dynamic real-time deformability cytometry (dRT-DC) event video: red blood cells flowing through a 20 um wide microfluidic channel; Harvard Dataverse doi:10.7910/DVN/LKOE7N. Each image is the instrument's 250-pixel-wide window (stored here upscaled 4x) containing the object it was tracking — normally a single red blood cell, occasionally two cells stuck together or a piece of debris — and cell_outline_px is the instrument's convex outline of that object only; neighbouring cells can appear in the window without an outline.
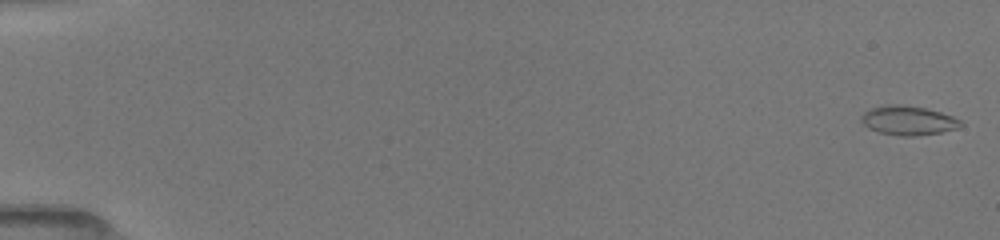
{"species": "common noctule bat (a hibernating species)", "species_latin": "Nyctalus noctula", "temperature_condition": "room temperature", "stored_images_in_passage": 85, "camera_frame_rate_fps": 3000, "um_per_image_px": 0.085, "animal": {"sex": "female", "body_mass_g": 19.5, "forearm_length_mm": 54.1}, "frame": {"image": 1, "passage_image": 1, "time_ms": 0.0, "image_size_px": [1000, 240], "cell_outline_px": [[964, 124], [956, 128], [940, 132], [916, 136], [900, 136], [880, 132], [868, 128], [860, 120], [860, 116], [864, 112], [872, 108], [884, 104], [900, 104], [924, 108], [940, 112], [952, 116], [960, 120]], "centroid_in_image_um": [77.16, 10.23], "position_along_channel_um": 7.8, "area_um2": 16.88}}
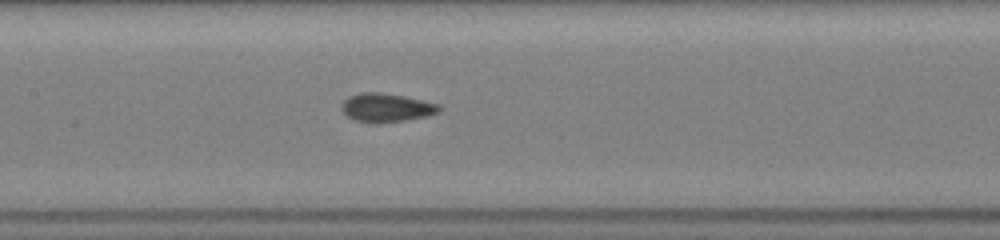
{"frame": {"image": 2, "passage_image": 50, "time_ms": 8.333, "image_size_px": [1000, 240], "cell_outline_px": [[444, 108], [440, 112], [428, 116], [408, 120], [380, 124], [372, 124], [356, 120], [348, 116], [340, 108], [340, 104], [348, 96], [360, 92], [380, 92], [404, 96], [440, 104]], "centroid_in_image_um": [32.87, 9.16], "position_along_channel_um": 174.5, "area_um2": 16.76}}
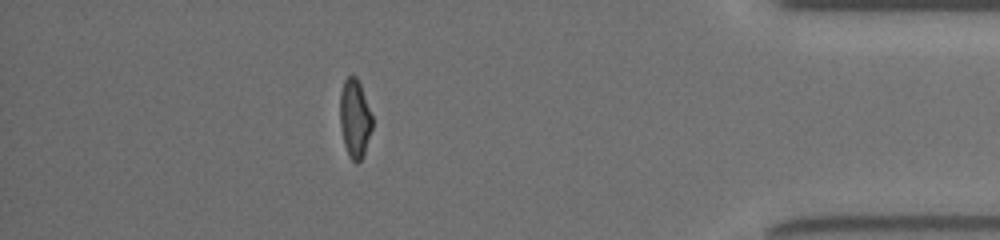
{"frame": {"image": 3, "passage_image": 77, "time_ms": 15.0, "image_size_px": [1000, 240], "cell_outline_px": [[372, 128], [364, 152], [360, 160], [356, 164], [348, 156], [344, 144], [340, 128], [340, 92], [344, 80], [348, 76], [356, 76], [360, 84], [372, 116]], "centroid_in_image_um": [30.14, 10.07], "position_along_channel_um": 405.1, "area_um2": 14.68}, "authors_computed_cell_mechanics": {"area_um2": 15.9528, "velocity_mm_per_s": 4.0138, "shape_relaxation_time_tau1_ms": 4.4621, "shape_relaxation_time_tau2_ms": 1.4715, "deformation_change_tau1": 0.129, "deformation_change_tau2": 0.0668}}